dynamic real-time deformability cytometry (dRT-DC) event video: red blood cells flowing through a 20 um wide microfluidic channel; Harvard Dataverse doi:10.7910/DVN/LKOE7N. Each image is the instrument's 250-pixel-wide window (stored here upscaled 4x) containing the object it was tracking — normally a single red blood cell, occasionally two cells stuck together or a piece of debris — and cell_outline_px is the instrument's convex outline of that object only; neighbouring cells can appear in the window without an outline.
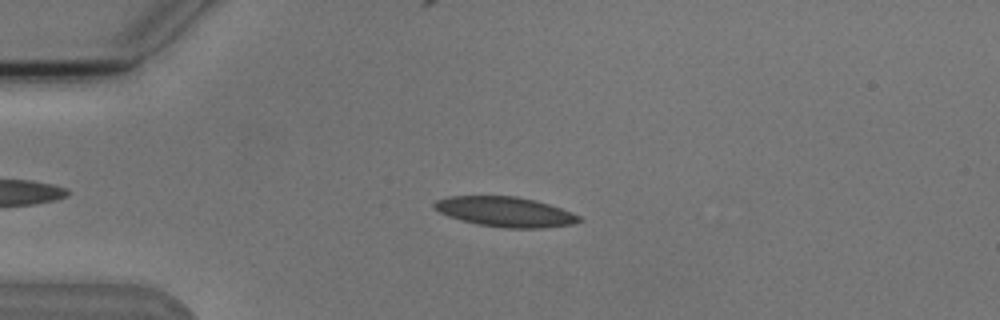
{"species": "Egyptian fruit bat (a non-hibernating species)", "species_latin": "Rousettus aegyptiacus", "temperature_condition": "cold", "stored_images_in_passage": 4, "camera_frame_rate_fps": 3000, "um_per_image_px": 0.085, "animal": {"sex": "male"}, "frame": {"image": 1, "passage_image": 3, "time_ms": 2.333, "image_size_px": [1000, 320], "cell_outline_px": [[584, 220], [572, 224], [544, 228], [504, 228], [476, 224], [460, 220], [448, 216], [432, 208], [432, 204], [436, 200], [448, 196], [516, 196], [536, 200], [572, 212], [580, 216]], "centroid_in_image_um": [42.93, 18.0], "position_along_channel_um": 42.1, "area_um2": 25.49}}